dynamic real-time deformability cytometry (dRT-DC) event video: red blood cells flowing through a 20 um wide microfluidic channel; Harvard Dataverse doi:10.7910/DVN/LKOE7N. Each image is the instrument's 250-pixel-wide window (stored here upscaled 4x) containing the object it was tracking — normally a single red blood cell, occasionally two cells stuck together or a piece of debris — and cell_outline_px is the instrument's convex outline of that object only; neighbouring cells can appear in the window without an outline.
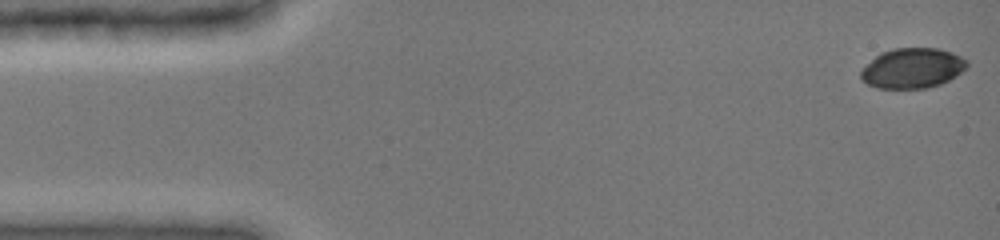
{"species": "common noctule bat (a hibernating species)", "species_latin": "Nyctalus noctula", "temperature_condition": "cold", "stored_images_in_passage": 56, "camera_frame_rate_fps": 3000, "um_per_image_px": 0.085, "animal": {"sex": "female", "body_mass_g": 19.0, "forearm_length_mm": 51.5}, "frame": {"image": 1, "passage_image": 1, "time_ms": 0.0, "image_size_px": [1000, 240], "cell_outline_px": [[968, 68], [956, 76], [940, 84], [928, 88], [876, 88], [860, 80], [860, 72], [880, 52], [892, 48], [936, 48], [952, 52], [968, 60]], "centroid_in_image_um": [77.58, 5.79], "position_along_channel_um": 7.4, "area_um2": 24.91}}
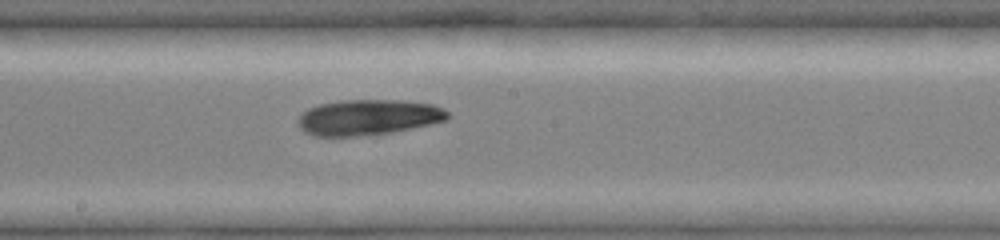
{"frame": {"image": 2, "passage_image": 28, "time_ms": 8.333, "image_size_px": [1000, 240], "cell_outline_px": [[452, 116], [448, 120], [412, 128], [392, 132], [360, 136], [316, 136], [304, 132], [296, 124], [296, 120], [308, 108], [320, 104], [340, 100], [400, 100], [432, 104], [444, 108]], "centroid_in_image_um": [31.31, 9.97], "position_along_channel_um": 216.9, "area_um2": 31.27}}
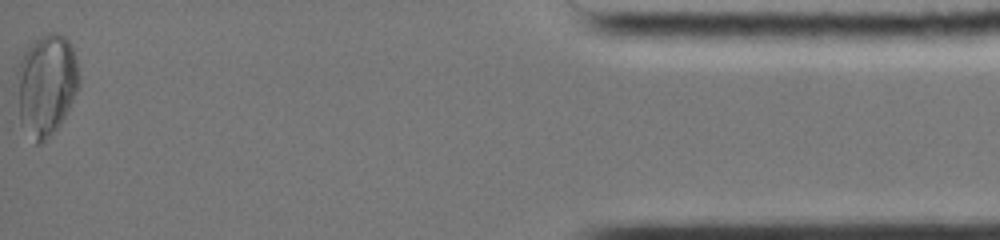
{"frame": {"image": 3, "passage_image": 56, "time_ms": 15.667, "image_size_px": [1000, 240], "cell_outline_px": [[80, 84], [60, 124], [40, 144], [36, 144], [20, 124], [16, 76], [16, 68], [24, 52], [40, 36], [48, 32], [56, 32], [64, 36], [68, 40], [76, 56], [80, 76]], "centroid_in_image_um": [3.93, 7.18], "position_along_channel_um": 431.3, "area_um2": 36.82}}